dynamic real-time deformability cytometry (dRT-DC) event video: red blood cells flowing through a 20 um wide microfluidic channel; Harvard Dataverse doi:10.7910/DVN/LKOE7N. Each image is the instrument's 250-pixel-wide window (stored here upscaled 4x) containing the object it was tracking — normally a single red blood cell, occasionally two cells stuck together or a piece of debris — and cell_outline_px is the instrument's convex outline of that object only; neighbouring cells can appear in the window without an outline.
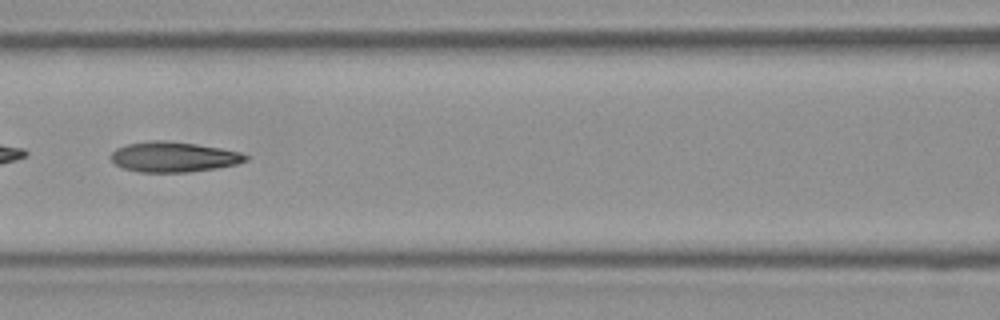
{"species": "Egyptian fruit bat (a non-hibernating species)", "species_latin": "Rousettus aegyptiacus", "temperature_condition": "room temperature", "stored_images_in_passage": 34, "camera_frame_rate_fps": 3000, "um_per_image_px": 0.085, "frame": {"image": 1, "passage_image": 20, "time_ms": 6.333, "image_size_px": [1000, 320], "cell_outline_px": [[248, 160], [236, 164], [216, 168], [188, 172], [140, 172], [124, 168], [116, 164], [112, 160], [112, 152], [116, 148], [128, 144], [152, 140], [164, 140], [196, 144], [220, 148], [240, 152], [248, 156]], "centroid_in_image_um": [14.77, 13.33], "position_along_channel_um": 151.8, "area_um2": 23.52}}
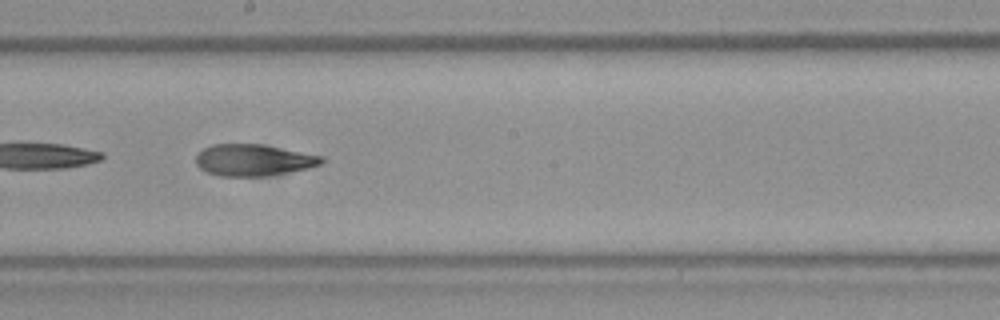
{"frame": {"image": 2, "passage_image": 25, "time_ms": 8.0, "image_size_px": [1000, 320], "cell_outline_px": [[324, 160], [320, 164], [308, 168], [288, 172], [264, 176], [220, 176], [208, 172], [200, 168], [196, 164], [196, 156], [204, 148], [212, 144], [260, 144], [324, 156]], "centroid_in_image_um": [21.54, 13.6], "position_along_channel_um": 226.7, "area_um2": 22.95}}